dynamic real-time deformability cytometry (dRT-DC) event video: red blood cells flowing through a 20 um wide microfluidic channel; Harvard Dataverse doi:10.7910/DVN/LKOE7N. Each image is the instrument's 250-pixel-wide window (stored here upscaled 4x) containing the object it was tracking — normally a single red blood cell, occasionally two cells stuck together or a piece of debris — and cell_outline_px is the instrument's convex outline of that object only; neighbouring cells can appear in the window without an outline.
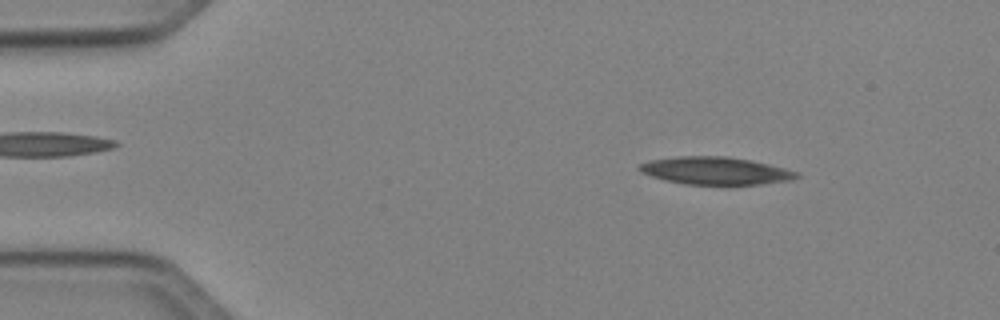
{"species": "Egyptian fruit bat (a non-hibernating species)", "species_latin": "Rousettus aegyptiacus", "temperature_condition": "cold", "stored_images_in_passage": 49, "camera_frame_rate_fps": 3000, "um_per_image_px": 0.085, "animal": {"sex": "female"}, "frame": {"image": 1, "passage_image": 6, "time_ms": 1.667, "image_size_px": [1000, 320], "cell_outline_px": [[800, 176], [788, 180], [760, 184], [684, 184], [664, 180], [640, 172], [636, 168], [640, 164], [648, 160], [676, 156], [728, 156], [752, 160], [800, 172]], "centroid_in_image_um": [60.77, 14.5], "position_along_channel_um": 24.2, "area_um2": 25.32}}
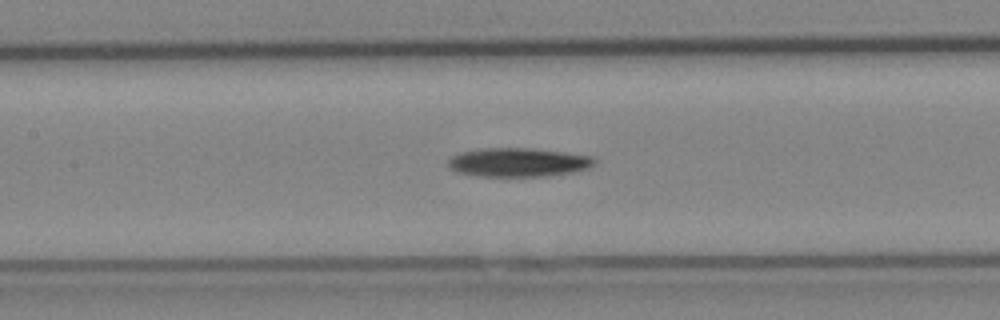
{"frame": {"image": 2, "passage_image": 22, "time_ms": 7.0, "image_size_px": [1000, 320], "cell_outline_px": [[596, 164], [588, 168], [572, 172], [544, 176], [480, 176], [460, 172], [452, 168], [448, 164], [448, 160], [452, 156], [460, 152], [480, 148], [532, 148], [596, 156]], "centroid_in_image_um": [44.11, 13.78], "position_along_channel_um": 163.3, "area_um2": 24.57}}
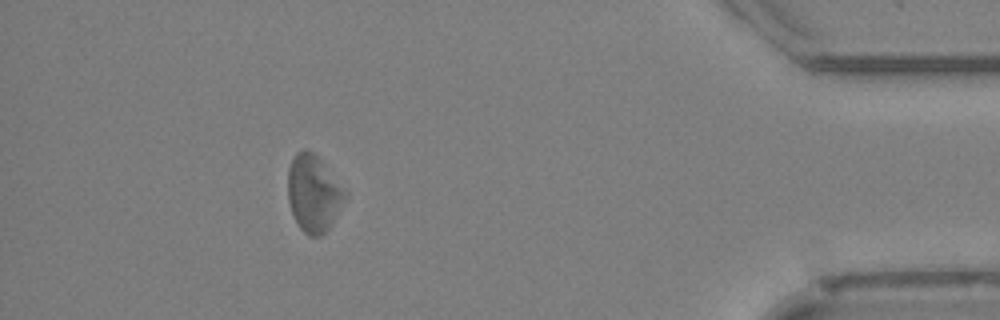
{"frame": {"image": 3, "passage_image": 44, "time_ms": 14.333, "image_size_px": [1000, 320], "cell_outline_px": [[348, 196], [332, 224], [320, 236], [308, 236], [300, 228], [292, 212], [288, 200], [288, 168], [296, 152], [304, 148], [312, 152], [320, 160], [348, 192]], "centroid_in_image_um": [26.66, 16.45], "position_along_channel_um": 408.5, "area_um2": 25.55}, "authors_computed_cell_mechanics": {"area_um2": 24.7384, "velocity_mm_per_s": 4.0294, "shape_relaxation_time_tau1_ms": 2.764, "shape_relaxation_time_tau2_ms": null, "deformation_change_tau1": 0.1062, "deformation_change_tau2": null}}